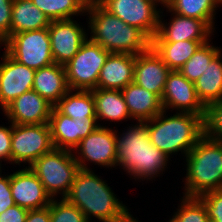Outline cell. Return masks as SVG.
Here are the masks:
<instances>
[{"label": "cell", "instance_id": "20", "mask_svg": "<svg viewBox=\"0 0 222 222\" xmlns=\"http://www.w3.org/2000/svg\"><path fill=\"white\" fill-rule=\"evenodd\" d=\"M136 55L110 53L99 73L97 87L122 90L133 82Z\"/></svg>", "mask_w": 222, "mask_h": 222}, {"label": "cell", "instance_id": "38", "mask_svg": "<svg viewBox=\"0 0 222 222\" xmlns=\"http://www.w3.org/2000/svg\"><path fill=\"white\" fill-rule=\"evenodd\" d=\"M28 211L21 206L14 205L0 214V222H25Z\"/></svg>", "mask_w": 222, "mask_h": 222}, {"label": "cell", "instance_id": "34", "mask_svg": "<svg viewBox=\"0 0 222 222\" xmlns=\"http://www.w3.org/2000/svg\"><path fill=\"white\" fill-rule=\"evenodd\" d=\"M206 207L211 222H222V189L212 190L199 195Z\"/></svg>", "mask_w": 222, "mask_h": 222}, {"label": "cell", "instance_id": "24", "mask_svg": "<svg viewBox=\"0 0 222 222\" xmlns=\"http://www.w3.org/2000/svg\"><path fill=\"white\" fill-rule=\"evenodd\" d=\"M50 22L31 0H13L10 36L24 31L48 28Z\"/></svg>", "mask_w": 222, "mask_h": 222}, {"label": "cell", "instance_id": "25", "mask_svg": "<svg viewBox=\"0 0 222 222\" xmlns=\"http://www.w3.org/2000/svg\"><path fill=\"white\" fill-rule=\"evenodd\" d=\"M198 99L204 106L222 100V50L194 82Z\"/></svg>", "mask_w": 222, "mask_h": 222}, {"label": "cell", "instance_id": "35", "mask_svg": "<svg viewBox=\"0 0 222 222\" xmlns=\"http://www.w3.org/2000/svg\"><path fill=\"white\" fill-rule=\"evenodd\" d=\"M10 126L0 125V168H2V161L11 165V146H12V131L13 124L9 121Z\"/></svg>", "mask_w": 222, "mask_h": 222}, {"label": "cell", "instance_id": "31", "mask_svg": "<svg viewBox=\"0 0 222 222\" xmlns=\"http://www.w3.org/2000/svg\"><path fill=\"white\" fill-rule=\"evenodd\" d=\"M177 211L168 222H211L205 205L198 197L180 198Z\"/></svg>", "mask_w": 222, "mask_h": 222}, {"label": "cell", "instance_id": "3", "mask_svg": "<svg viewBox=\"0 0 222 222\" xmlns=\"http://www.w3.org/2000/svg\"><path fill=\"white\" fill-rule=\"evenodd\" d=\"M86 16L89 38L110 53L138 55L151 45L141 30L126 24L100 4L86 9Z\"/></svg>", "mask_w": 222, "mask_h": 222}, {"label": "cell", "instance_id": "4", "mask_svg": "<svg viewBox=\"0 0 222 222\" xmlns=\"http://www.w3.org/2000/svg\"><path fill=\"white\" fill-rule=\"evenodd\" d=\"M175 113L168 116L167 111L163 110L147 121V129L153 145L170 158L181 152L184 160L203 136V118L194 113Z\"/></svg>", "mask_w": 222, "mask_h": 222}, {"label": "cell", "instance_id": "2", "mask_svg": "<svg viewBox=\"0 0 222 222\" xmlns=\"http://www.w3.org/2000/svg\"><path fill=\"white\" fill-rule=\"evenodd\" d=\"M125 130L121 133L116 129V168L119 166L130 179L139 182L152 181L164 174L171 158L150 142L147 121L135 125L133 122Z\"/></svg>", "mask_w": 222, "mask_h": 222}, {"label": "cell", "instance_id": "27", "mask_svg": "<svg viewBox=\"0 0 222 222\" xmlns=\"http://www.w3.org/2000/svg\"><path fill=\"white\" fill-rule=\"evenodd\" d=\"M54 107L72 119L96 118L92 91L70 89Z\"/></svg>", "mask_w": 222, "mask_h": 222}, {"label": "cell", "instance_id": "23", "mask_svg": "<svg viewBox=\"0 0 222 222\" xmlns=\"http://www.w3.org/2000/svg\"><path fill=\"white\" fill-rule=\"evenodd\" d=\"M91 91L99 126H104L99 122L102 120L114 123L132 120L121 90L96 88Z\"/></svg>", "mask_w": 222, "mask_h": 222}, {"label": "cell", "instance_id": "6", "mask_svg": "<svg viewBox=\"0 0 222 222\" xmlns=\"http://www.w3.org/2000/svg\"><path fill=\"white\" fill-rule=\"evenodd\" d=\"M41 181L51 198H64L80 170L72 151L53 148L28 167Z\"/></svg>", "mask_w": 222, "mask_h": 222}, {"label": "cell", "instance_id": "7", "mask_svg": "<svg viewBox=\"0 0 222 222\" xmlns=\"http://www.w3.org/2000/svg\"><path fill=\"white\" fill-rule=\"evenodd\" d=\"M2 45L13 59L34 70L55 63L48 28L13 34Z\"/></svg>", "mask_w": 222, "mask_h": 222}, {"label": "cell", "instance_id": "28", "mask_svg": "<svg viewBox=\"0 0 222 222\" xmlns=\"http://www.w3.org/2000/svg\"><path fill=\"white\" fill-rule=\"evenodd\" d=\"M165 6L177 15L203 20L215 32L216 10L221 7L217 0H170Z\"/></svg>", "mask_w": 222, "mask_h": 222}, {"label": "cell", "instance_id": "22", "mask_svg": "<svg viewBox=\"0 0 222 222\" xmlns=\"http://www.w3.org/2000/svg\"><path fill=\"white\" fill-rule=\"evenodd\" d=\"M32 90L54 107L70 90L64 65L54 63L36 70Z\"/></svg>", "mask_w": 222, "mask_h": 222}, {"label": "cell", "instance_id": "15", "mask_svg": "<svg viewBox=\"0 0 222 222\" xmlns=\"http://www.w3.org/2000/svg\"><path fill=\"white\" fill-rule=\"evenodd\" d=\"M161 102L163 110L175 109L177 112L194 113L202 118L205 114V106L197 97L194 83L177 70L170 71Z\"/></svg>", "mask_w": 222, "mask_h": 222}, {"label": "cell", "instance_id": "26", "mask_svg": "<svg viewBox=\"0 0 222 222\" xmlns=\"http://www.w3.org/2000/svg\"><path fill=\"white\" fill-rule=\"evenodd\" d=\"M208 41L151 42V47L170 70H179Z\"/></svg>", "mask_w": 222, "mask_h": 222}, {"label": "cell", "instance_id": "37", "mask_svg": "<svg viewBox=\"0 0 222 222\" xmlns=\"http://www.w3.org/2000/svg\"><path fill=\"white\" fill-rule=\"evenodd\" d=\"M15 205L10 188V175L2 174L0 169V214Z\"/></svg>", "mask_w": 222, "mask_h": 222}, {"label": "cell", "instance_id": "10", "mask_svg": "<svg viewBox=\"0 0 222 222\" xmlns=\"http://www.w3.org/2000/svg\"><path fill=\"white\" fill-rule=\"evenodd\" d=\"M54 148L49 124H13L11 165L29 167L43 154Z\"/></svg>", "mask_w": 222, "mask_h": 222}, {"label": "cell", "instance_id": "32", "mask_svg": "<svg viewBox=\"0 0 222 222\" xmlns=\"http://www.w3.org/2000/svg\"><path fill=\"white\" fill-rule=\"evenodd\" d=\"M50 222H88L83 212L65 198L50 202Z\"/></svg>", "mask_w": 222, "mask_h": 222}, {"label": "cell", "instance_id": "16", "mask_svg": "<svg viewBox=\"0 0 222 222\" xmlns=\"http://www.w3.org/2000/svg\"><path fill=\"white\" fill-rule=\"evenodd\" d=\"M49 126L54 148L69 151H73L82 139L99 127L97 118L72 119L55 107L51 110Z\"/></svg>", "mask_w": 222, "mask_h": 222}, {"label": "cell", "instance_id": "29", "mask_svg": "<svg viewBox=\"0 0 222 222\" xmlns=\"http://www.w3.org/2000/svg\"><path fill=\"white\" fill-rule=\"evenodd\" d=\"M50 21L86 16V9L78 0H31Z\"/></svg>", "mask_w": 222, "mask_h": 222}, {"label": "cell", "instance_id": "40", "mask_svg": "<svg viewBox=\"0 0 222 222\" xmlns=\"http://www.w3.org/2000/svg\"><path fill=\"white\" fill-rule=\"evenodd\" d=\"M78 1L85 9H88L90 7L97 5V4H100V2H101V0H78Z\"/></svg>", "mask_w": 222, "mask_h": 222}, {"label": "cell", "instance_id": "11", "mask_svg": "<svg viewBox=\"0 0 222 222\" xmlns=\"http://www.w3.org/2000/svg\"><path fill=\"white\" fill-rule=\"evenodd\" d=\"M109 13L141 30L150 40L157 34L161 8L156 0H101Z\"/></svg>", "mask_w": 222, "mask_h": 222}, {"label": "cell", "instance_id": "12", "mask_svg": "<svg viewBox=\"0 0 222 222\" xmlns=\"http://www.w3.org/2000/svg\"><path fill=\"white\" fill-rule=\"evenodd\" d=\"M165 8L166 12L171 14L169 22L163 20ZM214 33L203 20L180 16L166 6H161L158 32L151 42L209 41L213 39L211 36L215 35Z\"/></svg>", "mask_w": 222, "mask_h": 222}, {"label": "cell", "instance_id": "13", "mask_svg": "<svg viewBox=\"0 0 222 222\" xmlns=\"http://www.w3.org/2000/svg\"><path fill=\"white\" fill-rule=\"evenodd\" d=\"M48 31L53 60L61 65L69 62L89 37L88 28L75 18L51 21Z\"/></svg>", "mask_w": 222, "mask_h": 222}, {"label": "cell", "instance_id": "21", "mask_svg": "<svg viewBox=\"0 0 222 222\" xmlns=\"http://www.w3.org/2000/svg\"><path fill=\"white\" fill-rule=\"evenodd\" d=\"M121 92L131 119L136 122L151 120L163 111L161 99L135 82L129 83Z\"/></svg>", "mask_w": 222, "mask_h": 222}, {"label": "cell", "instance_id": "14", "mask_svg": "<svg viewBox=\"0 0 222 222\" xmlns=\"http://www.w3.org/2000/svg\"><path fill=\"white\" fill-rule=\"evenodd\" d=\"M0 58V109L3 110L17 97L32 90L36 70L19 63L5 50Z\"/></svg>", "mask_w": 222, "mask_h": 222}, {"label": "cell", "instance_id": "30", "mask_svg": "<svg viewBox=\"0 0 222 222\" xmlns=\"http://www.w3.org/2000/svg\"><path fill=\"white\" fill-rule=\"evenodd\" d=\"M209 40L202 44L190 59L178 70L185 78L195 82L212 61V59L222 50L221 47L212 45Z\"/></svg>", "mask_w": 222, "mask_h": 222}, {"label": "cell", "instance_id": "9", "mask_svg": "<svg viewBox=\"0 0 222 222\" xmlns=\"http://www.w3.org/2000/svg\"><path fill=\"white\" fill-rule=\"evenodd\" d=\"M72 153L81 170H92L90 163L106 169H116V129L112 126L97 127L79 142Z\"/></svg>", "mask_w": 222, "mask_h": 222}, {"label": "cell", "instance_id": "5", "mask_svg": "<svg viewBox=\"0 0 222 222\" xmlns=\"http://www.w3.org/2000/svg\"><path fill=\"white\" fill-rule=\"evenodd\" d=\"M184 197L222 189V142L202 136L185 157Z\"/></svg>", "mask_w": 222, "mask_h": 222}, {"label": "cell", "instance_id": "41", "mask_svg": "<svg viewBox=\"0 0 222 222\" xmlns=\"http://www.w3.org/2000/svg\"><path fill=\"white\" fill-rule=\"evenodd\" d=\"M161 6H165L170 0H156Z\"/></svg>", "mask_w": 222, "mask_h": 222}, {"label": "cell", "instance_id": "17", "mask_svg": "<svg viewBox=\"0 0 222 222\" xmlns=\"http://www.w3.org/2000/svg\"><path fill=\"white\" fill-rule=\"evenodd\" d=\"M10 174V188L15 205L27 210L48 207L52 200L39 178L27 167Z\"/></svg>", "mask_w": 222, "mask_h": 222}, {"label": "cell", "instance_id": "1", "mask_svg": "<svg viewBox=\"0 0 222 222\" xmlns=\"http://www.w3.org/2000/svg\"><path fill=\"white\" fill-rule=\"evenodd\" d=\"M64 198L78 207L88 222H95L93 219L97 222L136 221L128 206L123 204L108 186L107 180L95 174L94 170L80 169Z\"/></svg>", "mask_w": 222, "mask_h": 222}, {"label": "cell", "instance_id": "36", "mask_svg": "<svg viewBox=\"0 0 222 222\" xmlns=\"http://www.w3.org/2000/svg\"><path fill=\"white\" fill-rule=\"evenodd\" d=\"M13 0H0V46L10 37Z\"/></svg>", "mask_w": 222, "mask_h": 222}, {"label": "cell", "instance_id": "19", "mask_svg": "<svg viewBox=\"0 0 222 222\" xmlns=\"http://www.w3.org/2000/svg\"><path fill=\"white\" fill-rule=\"evenodd\" d=\"M170 71L150 46L145 52L136 55L133 82L161 99Z\"/></svg>", "mask_w": 222, "mask_h": 222}, {"label": "cell", "instance_id": "39", "mask_svg": "<svg viewBox=\"0 0 222 222\" xmlns=\"http://www.w3.org/2000/svg\"><path fill=\"white\" fill-rule=\"evenodd\" d=\"M25 222H50V205L42 209L29 210Z\"/></svg>", "mask_w": 222, "mask_h": 222}, {"label": "cell", "instance_id": "33", "mask_svg": "<svg viewBox=\"0 0 222 222\" xmlns=\"http://www.w3.org/2000/svg\"><path fill=\"white\" fill-rule=\"evenodd\" d=\"M203 135L222 142V100L205 106L203 117Z\"/></svg>", "mask_w": 222, "mask_h": 222}, {"label": "cell", "instance_id": "8", "mask_svg": "<svg viewBox=\"0 0 222 222\" xmlns=\"http://www.w3.org/2000/svg\"><path fill=\"white\" fill-rule=\"evenodd\" d=\"M109 54L88 37L80 50L64 65L69 89H96L99 73Z\"/></svg>", "mask_w": 222, "mask_h": 222}, {"label": "cell", "instance_id": "18", "mask_svg": "<svg viewBox=\"0 0 222 222\" xmlns=\"http://www.w3.org/2000/svg\"><path fill=\"white\" fill-rule=\"evenodd\" d=\"M53 106L34 90L23 93L2 111L12 124H49Z\"/></svg>", "mask_w": 222, "mask_h": 222}]
</instances>
